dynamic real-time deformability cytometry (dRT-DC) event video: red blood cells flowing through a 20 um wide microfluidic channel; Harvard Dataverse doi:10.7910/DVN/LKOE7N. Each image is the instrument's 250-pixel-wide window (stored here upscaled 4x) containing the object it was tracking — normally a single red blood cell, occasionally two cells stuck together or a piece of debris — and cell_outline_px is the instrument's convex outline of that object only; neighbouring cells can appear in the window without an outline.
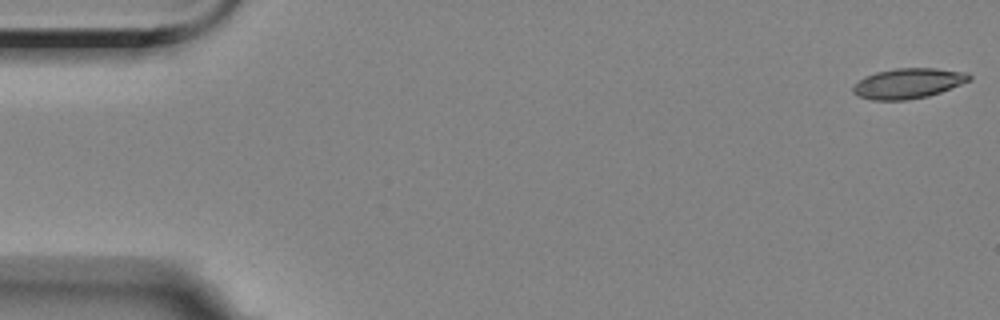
{"species": "Egyptian fruit bat (a non-hibernating species)", "species_latin": "Rousettus aegyptiacus", "temperature_condition": "room temperature", "stored_images_in_passage": 4, "camera_frame_rate_fps": 3000, "um_per_image_px": 0.085, "animal": {"sex": "female"}, "frame": {"image": 1, "passage_image": 4, "time_ms": 4.0, "image_size_px": [1000, 320], "cell_outline_px": [[972, 80], [940, 92], [928, 96], [908, 100], [872, 100], [856, 96], [852, 92], [852, 88], [864, 76], [876, 72], [896, 68], [936, 68], [968, 72], [972, 76]], "centroid_in_image_um": [77.21, 7.08], "position_along_channel_um": 7.8, "area_um2": 20.63}}